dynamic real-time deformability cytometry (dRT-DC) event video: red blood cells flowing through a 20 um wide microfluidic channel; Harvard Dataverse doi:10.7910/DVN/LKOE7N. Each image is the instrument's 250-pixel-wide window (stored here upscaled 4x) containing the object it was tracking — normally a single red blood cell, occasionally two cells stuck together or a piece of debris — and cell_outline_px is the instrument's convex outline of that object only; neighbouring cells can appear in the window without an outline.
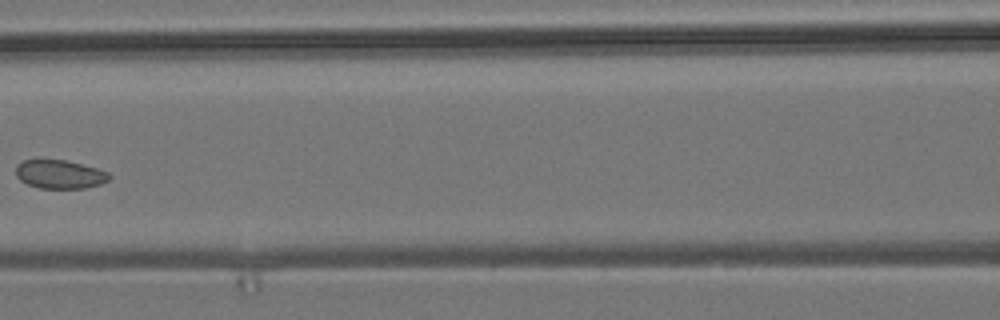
{"species": "common noctule bat (a hibernating species)", "species_latin": "Nyctalus noctula", "temperature_condition": "room temperature", "stored_images_in_passage": 7, "camera_frame_rate_fps": 3000, "um_per_image_px": 0.085, "animal": {"sex": "male", "body_mass_g": 19.2, "forearm_length_mm": 51.8}, "frame": {"image": 1, "passage_image": 7, "time_ms": 7.333, "image_size_px": [1000, 320], "cell_outline_px": [[112, 176], [108, 180], [100, 184], [84, 188], [40, 188], [28, 184], [20, 180], [16, 176], [16, 164], [24, 160], [64, 160], [96, 168], [108, 172]], "centroid_in_image_um": [5.07, 14.82], "position_along_channel_um": 161.5, "area_um2": 15.43}}